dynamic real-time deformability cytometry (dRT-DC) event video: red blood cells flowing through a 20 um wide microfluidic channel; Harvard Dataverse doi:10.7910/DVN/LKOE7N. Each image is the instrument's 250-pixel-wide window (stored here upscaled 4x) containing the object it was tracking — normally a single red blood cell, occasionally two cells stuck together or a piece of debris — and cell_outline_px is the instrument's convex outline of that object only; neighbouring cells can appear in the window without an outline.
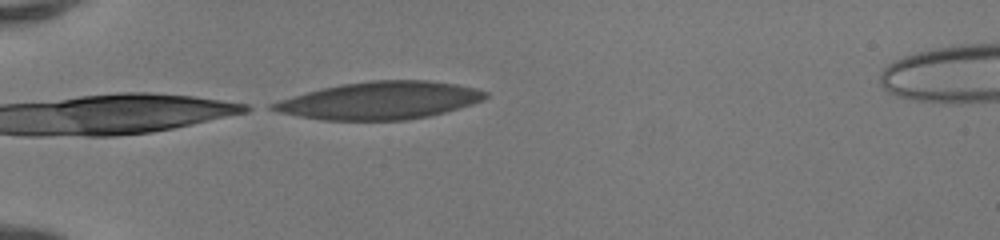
{"species": "human", "species_latin": "Homo sapiens", "temperature_condition": "room temperature", "stored_images_in_passage": 15, "camera_frame_rate_fps": 3000, "um_per_image_px": 0.085, "donor": {"sex": "female"}, "frame": {"image": 1, "passage_image": 15, "time_ms": 4.667, "image_size_px": [1000, 240], "cell_outline_px": [[488, 96], [484, 100], [460, 108], [428, 116], [408, 120], [324, 120], [300, 116], [280, 112], [268, 108], [268, 104], [292, 96], [324, 88], [344, 84], [372, 80], [428, 80], [456, 84], [476, 88], [488, 92]], "centroid_in_image_um": [32.34, 8.54], "position_along_channel_um": 52.7, "area_um2": 46.3}}